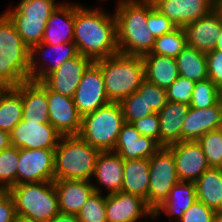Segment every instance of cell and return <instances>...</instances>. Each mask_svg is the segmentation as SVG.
<instances>
[{
	"instance_id": "cell-1",
	"label": "cell",
	"mask_w": 222,
	"mask_h": 222,
	"mask_svg": "<svg viewBox=\"0 0 222 222\" xmlns=\"http://www.w3.org/2000/svg\"><path fill=\"white\" fill-rule=\"evenodd\" d=\"M73 42L79 54L93 62L118 53L114 13L76 4Z\"/></svg>"
},
{
	"instance_id": "cell-2",
	"label": "cell",
	"mask_w": 222,
	"mask_h": 222,
	"mask_svg": "<svg viewBox=\"0 0 222 222\" xmlns=\"http://www.w3.org/2000/svg\"><path fill=\"white\" fill-rule=\"evenodd\" d=\"M114 11L116 40L122 54L144 56L151 52L155 43L148 28V0H118Z\"/></svg>"
},
{
	"instance_id": "cell-3",
	"label": "cell",
	"mask_w": 222,
	"mask_h": 222,
	"mask_svg": "<svg viewBox=\"0 0 222 222\" xmlns=\"http://www.w3.org/2000/svg\"><path fill=\"white\" fill-rule=\"evenodd\" d=\"M30 48L23 42L13 22L0 14V82L15 87L30 80Z\"/></svg>"
},
{
	"instance_id": "cell-4",
	"label": "cell",
	"mask_w": 222,
	"mask_h": 222,
	"mask_svg": "<svg viewBox=\"0 0 222 222\" xmlns=\"http://www.w3.org/2000/svg\"><path fill=\"white\" fill-rule=\"evenodd\" d=\"M101 68L107 97L110 102H121L136 92L145 79L141 56L120 52L95 61Z\"/></svg>"
},
{
	"instance_id": "cell-5",
	"label": "cell",
	"mask_w": 222,
	"mask_h": 222,
	"mask_svg": "<svg viewBox=\"0 0 222 222\" xmlns=\"http://www.w3.org/2000/svg\"><path fill=\"white\" fill-rule=\"evenodd\" d=\"M9 192L15 203L18 220L48 222L60 213L53 181L21 183L14 185Z\"/></svg>"
},
{
	"instance_id": "cell-6",
	"label": "cell",
	"mask_w": 222,
	"mask_h": 222,
	"mask_svg": "<svg viewBox=\"0 0 222 222\" xmlns=\"http://www.w3.org/2000/svg\"><path fill=\"white\" fill-rule=\"evenodd\" d=\"M99 153L79 136H62L55 148L54 180H94Z\"/></svg>"
},
{
	"instance_id": "cell-7",
	"label": "cell",
	"mask_w": 222,
	"mask_h": 222,
	"mask_svg": "<svg viewBox=\"0 0 222 222\" xmlns=\"http://www.w3.org/2000/svg\"><path fill=\"white\" fill-rule=\"evenodd\" d=\"M125 123L119 102H109L82 116L78 136L100 152L113 151Z\"/></svg>"
},
{
	"instance_id": "cell-8",
	"label": "cell",
	"mask_w": 222,
	"mask_h": 222,
	"mask_svg": "<svg viewBox=\"0 0 222 222\" xmlns=\"http://www.w3.org/2000/svg\"><path fill=\"white\" fill-rule=\"evenodd\" d=\"M179 181L173 153L167 147H161L149 159V190L145 201L147 206L154 212Z\"/></svg>"
},
{
	"instance_id": "cell-9",
	"label": "cell",
	"mask_w": 222,
	"mask_h": 222,
	"mask_svg": "<svg viewBox=\"0 0 222 222\" xmlns=\"http://www.w3.org/2000/svg\"><path fill=\"white\" fill-rule=\"evenodd\" d=\"M54 53V57H51ZM78 55L79 52L74 42L61 43L58 45L40 43L33 46L30 49V80L42 82L50 73L56 71L63 62L68 61ZM47 57L50 59L49 61L47 60ZM40 59L42 61H40ZM51 60L54 61L52 62Z\"/></svg>"
},
{
	"instance_id": "cell-10",
	"label": "cell",
	"mask_w": 222,
	"mask_h": 222,
	"mask_svg": "<svg viewBox=\"0 0 222 222\" xmlns=\"http://www.w3.org/2000/svg\"><path fill=\"white\" fill-rule=\"evenodd\" d=\"M55 149L19 148L16 185L54 181Z\"/></svg>"
},
{
	"instance_id": "cell-11",
	"label": "cell",
	"mask_w": 222,
	"mask_h": 222,
	"mask_svg": "<svg viewBox=\"0 0 222 222\" xmlns=\"http://www.w3.org/2000/svg\"><path fill=\"white\" fill-rule=\"evenodd\" d=\"M73 99L81 116L94 112L110 102L101 68L96 62H92L85 70Z\"/></svg>"
},
{
	"instance_id": "cell-12",
	"label": "cell",
	"mask_w": 222,
	"mask_h": 222,
	"mask_svg": "<svg viewBox=\"0 0 222 222\" xmlns=\"http://www.w3.org/2000/svg\"><path fill=\"white\" fill-rule=\"evenodd\" d=\"M62 135L50 124L20 121L10 133L11 145L25 149H55Z\"/></svg>"
},
{
	"instance_id": "cell-13",
	"label": "cell",
	"mask_w": 222,
	"mask_h": 222,
	"mask_svg": "<svg viewBox=\"0 0 222 222\" xmlns=\"http://www.w3.org/2000/svg\"><path fill=\"white\" fill-rule=\"evenodd\" d=\"M158 218L140 196L123 191L106 194L107 222H143L140 219Z\"/></svg>"
},
{
	"instance_id": "cell-14",
	"label": "cell",
	"mask_w": 222,
	"mask_h": 222,
	"mask_svg": "<svg viewBox=\"0 0 222 222\" xmlns=\"http://www.w3.org/2000/svg\"><path fill=\"white\" fill-rule=\"evenodd\" d=\"M175 158L178 179L195 182L210 168L202 147L197 141H181L167 147Z\"/></svg>"
},
{
	"instance_id": "cell-15",
	"label": "cell",
	"mask_w": 222,
	"mask_h": 222,
	"mask_svg": "<svg viewBox=\"0 0 222 222\" xmlns=\"http://www.w3.org/2000/svg\"><path fill=\"white\" fill-rule=\"evenodd\" d=\"M50 124L62 136H78L82 116L78 113L74 99L51 91L47 87Z\"/></svg>"
},
{
	"instance_id": "cell-16",
	"label": "cell",
	"mask_w": 222,
	"mask_h": 222,
	"mask_svg": "<svg viewBox=\"0 0 222 222\" xmlns=\"http://www.w3.org/2000/svg\"><path fill=\"white\" fill-rule=\"evenodd\" d=\"M154 8L167 16L175 27L203 18L214 9V0H151Z\"/></svg>"
},
{
	"instance_id": "cell-17",
	"label": "cell",
	"mask_w": 222,
	"mask_h": 222,
	"mask_svg": "<svg viewBox=\"0 0 222 222\" xmlns=\"http://www.w3.org/2000/svg\"><path fill=\"white\" fill-rule=\"evenodd\" d=\"M92 62L90 58L79 54L63 62L56 71L50 73L42 82L51 91L73 98L85 70Z\"/></svg>"
},
{
	"instance_id": "cell-18",
	"label": "cell",
	"mask_w": 222,
	"mask_h": 222,
	"mask_svg": "<svg viewBox=\"0 0 222 222\" xmlns=\"http://www.w3.org/2000/svg\"><path fill=\"white\" fill-rule=\"evenodd\" d=\"M160 148L155 140L141 135L131 123L125 122L113 152L123 160L150 159Z\"/></svg>"
},
{
	"instance_id": "cell-19",
	"label": "cell",
	"mask_w": 222,
	"mask_h": 222,
	"mask_svg": "<svg viewBox=\"0 0 222 222\" xmlns=\"http://www.w3.org/2000/svg\"><path fill=\"white\" fill-rule=\"evenodd\" d=\"M222 19L213 9L206 16L186 24L183 28L186 33L187 45L199 52H212L216 46L217 37L220 35Z\"/></svg>"
},
{
	"instance_id": "cell-20",
	"label": "cell",
	"mask_w": 222,
	"mask_h": 222,
	"mask_svg": "<svg viewBox=\"0 0 222 222\" xmlns=\"http://www.w3.org/2000/svg\"><path fill=\"white\" fill-rule=\"evenodd\" d=\"M123 167L124 160L119 154L113 151L100 152L96 159V166L93 177L95 182H92V186L95 192L103 193V190H107V194L120 192L123 182ZM105 187V189H104ZM102 189V190H101Z\"/></svg>"
},
{
	"instance_id": "cell-21",
	"label": "cell",
	"mask_w": 222,
	"mask_h": 222,
	"mask_svg": "<svg viewBox=\"0 0 222 222\" xmlns=\"http://www.w3.org/2000/svg\"><path fill=\"white\" fill-rule=\"evenodd\" d=\"M222 128V107L217 103L205 109L190 107L184 118L182 141H197L209 131Z\"/></svg>"
},
{
	"instance_id": "cell-22",
	"label": "cell",
	"mask_w": 222,
	"mask_h": 222,
	"mask_svg": "<svg viewBox=\"0 0 222 222\" xmlns=\"http://www.w3.org/2000/svg\"><path fill=\"white\" fill-rule=\"evenodd\" d=\"M76 3H60L47 20L42 43L58 45L74 39V12Z\"/></svg>"
},
{
	"instance_id": "cell-23",
	"label": "cell",
	"mask_w": 222,
	"mask_h": 222,
	"mask_svg": "<svg viewBox=\"0 0 222 222\" xmlns=\"http://www.w3.org/2000/svg\"><path fill=\"white\" fill-rule=\"evenodd\" d=\"M60 213L75 214L94 192L91 180H54Z\"/></svg>"
},
{
	"instance_id": "cell-24",
	"label": "cell",
	"mask_w": 222,
	"mask_h": 222,
	"mask_svg": "<svg viewBox=\"0 0 222 222\" xmlns=\"http://www.w3.org/2000/svg\"><path fill=\"white\" fill-rule=\"evenodd\" d=\"M23 121L50 123L47 86L40 81L22 82Z\"/></svg>"
},
{
	"instance_id": "cell-25",
	"label": "cell",
	"mask_w": 222,
	"mask_h": 222,
	"mask_svg": "<svg viewBox=\"0 0 222 222\" xmlns=\"http://www.w3.org/2000/svg\"><path fill=\"white\" fill-rule=\"evenodd\" d=\"M189 108L188 104L168 101L158 112L161 147L182 141V127Z\"/></svg>"
},
{
	"instance_id": "cell-26",
	"label": "cell",
	"mask_w": 222,
	"mask_h": 222,
	"mask_svg": "<svg viewBox=\"0 0 222 222\" xmlns=\"http://www.w3.org/2000/svg\"><path fill=\"white\" fill-rule=\"evenodd\" d=\"M145 79L162 89H167L179 76L175 58L146 54L142 56Z\"/></svg>"
},
{
	"instance_id": "cell-27",
	"label": "cell",
	"mask_w": 222,
	"mask_h": 222,
	"mask_svg": "<svg viewBox=\"0 0 222 222\" xmlns=\"http://www.w3.org/2000/svg\"><path fill=\"white\" fill-rule=\"evenodd\" d=\"M196 185L195 182L179 181L170 190L167 199L154 211L156 216H160L161 212L170 217L169 221L174 218L176 222L183 216L185 210H187L195 201Z\"/></svg>"
},
{
	"instance_id": "cell-28",
	"label": "cell",
	"mask_w": 222,
	"mask_h": 222,
	"mask_svg": "<svg viewBox=\"0 0 222 222\" xmlns=\"http://www.w3.org/2000/svg\"><path fill=\"white\" fill-rule=\"evenodd\" d=\"M149 190V159L124 160L121 191L145 201Z\"/></svg>"
},
{
	"instance_id": "cell-29",
	"label": "cell",
	"mask_w": 222,
	"mask_h": 222,
	"mask_svg": "<svg viewBox=\"0 0 222 222\" xmlns=\"http://www.w3.org/2000/svg\"><path fill=\"white\" fill-rule=\"evenodd\" d=\"M197 200L215 212L222 211V170L210 167L195 181Z\"/></svg>"
},
{
	"instance_id": "cell-30",
	"label": "cell",
	"mask_w": 222,
	"mask_h": 222,
	"mask_svg": "<svg viewBox=\"0 0 222 222\" xmlns=\"http://www.w3.org/2000/svg\"><path fill=\"white\" fill-rule=\"evenodd\" d=\"M22 115V83L15 87H6L0 94V129L11 133L22 121Z\"/></svg>"
},
{
	"instance_id": "cell-31",
	"label": "cell",
	"mask_w": 222,
	"mask_h": 222,
	"mask_svg": "<svg viewBox=\"0 0 222 222\" xmlns=\"http://www.w3.org/2000/svg\"><path fill=\"white\" fill-rule=\"evenodd\" d=\"M179 76L194 82L208 78L206 54L186 45L175 58Z\"/></svg>"
},
{
	"instance_id": "cell-32",
	"label": "cell",
	"mask_w": 222,
	"mask_h": 222,
	"mask_svg": "<svg viewBox=\"0 0 222 222\" xmlns=\"http://www.w3.org/2000/svg\"><path fill=\"white\" fill-rule=\"evenodd\" d=\"M23 42L31 49L42 43L48 19L35 17H9Z\"/></svg>"
},
{
	"instance_id": "cell-33",
	"label": "cell",
	"mask_w": 222,
	"mask_h": 222,
	"mask_svg": "<svg viewBox=\"0 0 222 222\" xmlns=\"http://www.w3.org/2000/svg\"><path fill=\"white\" fill-rule=\"evenodd\" d=\"M60 2L56 0H20L15 8L4 11L8 17H35L49 19Z\"/></svg>"
},
{
	"instance_id": "cell-34",
	"label": "cell",
	"mask_w": 222,
	"mask_h": 222,
	"mask_svg": "<svg viewBox=\"0 0 222 222\" xmlns=\"http://www.w3.org/2000/svg\"><path fill=\"white\" fill-rule=\"evenodd\" d=\"M186 45L187 40L184 28L176 27L171 32L156 38L153 49L148 54L176 58Z\"/></svg>"
},
{
	"instance_id": "cell-35",
	"label": "cell",
	"mask_w": 222,
	"mask_h": 222,
	"mask_svg": "<svg viewBox=\"0 0 222 222\" xmlns=\"http://www.w3.org/2000/svg\"><path fill=\"white\" fill-rule=\"evenodd\" d=\"M19 148L10 146L0 152V189L10 190L16 185Z\"/></svg>"
},
{
	"instance_id": "cell-36",
	"label": "cell",
	"mask_w": 222,
	"mask_h": 222,
	"mask_svg": "<svg viewBox=\"0 0 222 222\" xmlns=\"http://www.w3.org/2000/svg\"><path fill=\"white\" fill-rule=\"evenodd\" d=\"M76 216L79 222H107L106 194L94 191Z\"/></svg>"
},
{
	"instance_id": "cell-37",
	"label": "cell",
	"mask_w": 222,
	"mask_h": 222,
	"mask_svg": "<svg viewBox=\"0 0 222 222\" xmlns=\"http://www.w3.org/2000/svg\"><path fill=\"white\" fill-rule=\"evenodd\" d=\"M218 103V88L210 78L198 81L192 92L190 107L205 109Z\"/></svg>"
},
{
	"instance_id": "cell-38",
	"label": "cell",
	"mask_w": 222,
	"mask_h": 222,
	"mask_svg": "<svg viewBox=\"0 0 222 222\" xmlns=\"http://www.w3.org/2000/svg\"><path fill=\"white\" fill-rule=\"evenodd\" d=\"M124 120L127 123L144 118L152 113H155L145 101L144 96H141L137 91L125 97L120 102Z\"/></svg>"
},
{
	"instance_id": "cell-39",
	"label": "cell",
	"mask_w": 222,
	"mask_h": 222,
	"mask_svg": "<svg viewBox=\"0 0 222 222\" xmlns=\"http://www.w3.org/2000/svg\"><path fill=\"white\" fill-rule=\"evenodd\" d=\"M197 142L202 147L210 167H217L222 158V128L209 131Z\"/></svg>"
},
{
	"instance_id": "cell-40",
	"label": "cell",
	"mask_w": 222,
	"mask_h": 222,
	"mask_svg": "<svg viewBox=\"0 0 222 222\" xmlns=\"http://www.w3.org/2000/svg\"><path fill=\"white\" fill-rule=\"evenodd\" d=\"M137 92L144 96L149 108L159 112L168 102L167 91L144 79Z\"/></svg>"
},
{
	"instance_id": "cell-41",
	"label": "cell",
	"mask_w": 222,
	"mask_h": 222,
	"mask_svg": "<svg viewBox=\"0 0 222 222\" xmlns=\"http://www.w3.org/2000/svg\"><path fill=\"white\" fill-rule=\"evenodd\" d=\"M195 84L196 82L188 78L178 76V78L166 89L167 100L190 105Z\"/></svg>"
},
{
	"instance_id": "cell-42",
	"label": "cell",
	"mask_w": 222,
	"mask_h": 222,
	"mask_svg": "<svg viewBox=\"0 0 222 222\" xmlns=\"http://www.w3.org/2000/svg\"><path fill=\"white\" fill-rule=\"evenodd\" d=\"M147 24L155 38L169 33L176 28L167 16L163 15L156 8H154L151 0H148Z\"/></svg>"
},
{
	"instance_id": "cell-43",
	"label": "cell",
	"mask_w": 222,
	"mask_h": 222,
	"mask_svg": "<svg viewBox=\"0 0 222 222\" xmlns=\"http://www.w3.org/2000/svg\"><path fill=\"white\" fill-rule=\"evenodd\" d=\"M215 211L196 200L177 222H213Z\"/></svg>"
},
{
	"instance_id": "cell-44",
	"label": "cell",
	"mask_w": 222,
	"mask_h": 222,
	"mask_svg": "<svg viewBox=\"0 0 222 222\" xmlns=\"http://www.w3.org/2000/svg\"><path fill=\"white\" fill-rule=\"evenodd\" d=\"M144 136L150 137L160 145V122L158 113H152L131 123Z\"/></svg>"
},
{
	"instance_id": "cell-45",
	"label": "cell",
	"mask_w": 222,
	"mask_h": 222,
	"mask_svg": "<svg viewBox=\"0 0 222 222\" xmlns=\"http://www.w3.org/2000/svg\"><path fill=\"white\" fill-rule=\"evenodd\" d=\"M208 78L218 87L222 86V50H213L206 54Z\"/></svg>"
},
{
	"instance_id": "cell-46",
	"label": "cell",
	"mask_w": 222,
	"mask_h": 222,
	"mask_svg": "<svg viewBox=\"0 0 222 222\" xmlns=\"http://www.w3.org/2000/svg\"><path fill=\"white\" fill-rule=\"evenodd\" d=\"M15 203L8 190L0 189V222H16Z\"/></svg>"
},
{
	"instance_id": "cell-47",
	"label": "cell",
	"mask_w": 222,
	"mask_h": 222,
	"mask_svg": "<svg viewBox=\"0 0 222 222\" xmlns=\"http://www.w3.org/2000/svg\"><path fill=\"white\" fill-rule=\"evenodd\" d=\"M48 222H79L75 214L58 213Z\"/></svg>"
},
{
	"instance_id": "cell-48",
	"label": "cell",
	"mask_w": 222,
	"mask_h": 222,
	"mask_svg": "<svg viewBox=\"0 0 222 222\" xmlns=\"http://www.w3.org/2000/svg\"><path fill=\"white\" fill-rule=\"evenodd\" d=\"M11 146L10 133L0 129V152Z\"/></svg>"
},
{
	"instance_id": "cell-49",
	"label": "cell",
	"mask_w": 222,
	"mask_h": 222,
	"mask_svg": "<svg viewBox=\"0 0 222 222\" xmlns=\"http://www.w3.org/2000/svg\"><path fill=\"white\" fill-rule=\"evenodd\" d=\"M214 9L219 13L222 19V0H214Z\"/></svg>"
},
{
	"instance_id": "cell-50",
	"label": "cell",
	"mask_w": 222,
	"mask_h": 222,
	"mask_svg": "<svg viewBox=\"0 0 222 222\" xmlns=\"http://www.w3.org/2000/svg\"><path fill=\"white\" fill-rule=\"evenodd\" d=\"M214 50H222V27L220 29V35L217 37Z\"/></svg>"
},
{
	"instance_id": "cell-51",
	"label": "cell",
	"mask_w": 222,
	"mask_h": 222,
	"mask_svg": "<svg viewBox=\"0 0 222 222\" xmlns=\"http://www.w3.org/2000/svg\"><path fill=\"white\" fill-rule=\"evenodd\" d=\"M213 222H222V211L215 213Z\"/></svg>"
},
{
	"instance_id": "cell-52",
	"label": "cell",
	"mask_w": 222,
	"mask_h": 222,
	"mask_svg": "<svg viewBox=\"0 0 222 222\" xmlns=\"http://www.w3.org/2000/svg\"><path fill=\"white\" fill-rule=\"evenodd\" d=\"M218 104L222 107V86L218 87Z\"/></svg>"
},
{
	"instance_id": "cell-53",
	"label": "cell",
	"mask_w": 222,
	"mask_h": 222,
	"mask_svg": "<svg viewBox=\"0 0 222 222\" xmlns=\"http://www.w3.org/2000/svg\"><path fill=\"white\" fill-rule=\"evenodd\" d=\"M6 88V86L0 82V94L4 91V89Z\"/></svg>"
},
{
	"instance_id": "cell-54",
	"label": "cell",
	"mask_w": 222,
	"mask_h": 222,
	"mask_svg": "<svg viewBox=\"0 0 222 222\" xmlns=\"http://www.w3.org/2000/svg\"><path fill=\"white\" fill-rule=\"evenodd\" d=\"M216 168L222 170V158H221V161H220L219 165Z\"/></svg>"
}]
</instances>
